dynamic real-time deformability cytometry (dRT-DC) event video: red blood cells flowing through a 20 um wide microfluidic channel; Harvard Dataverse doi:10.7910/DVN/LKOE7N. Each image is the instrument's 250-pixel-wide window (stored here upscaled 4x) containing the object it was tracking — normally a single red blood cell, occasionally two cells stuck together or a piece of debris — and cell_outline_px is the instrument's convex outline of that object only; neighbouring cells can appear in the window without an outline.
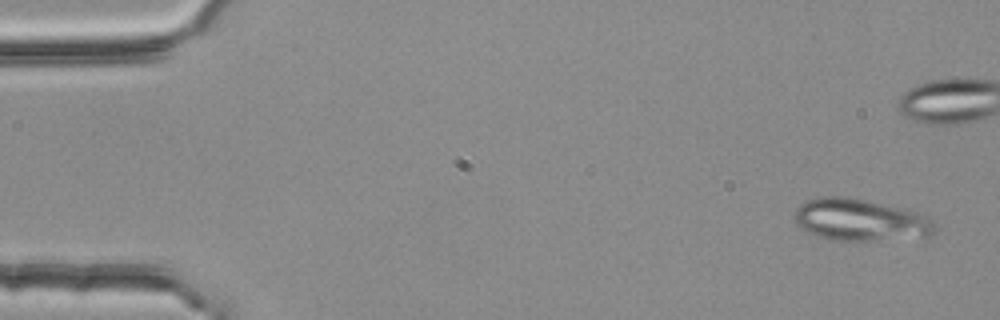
{"species": "common noctule bat (a hibernating species)", "species_latin": "Nyctalus noctula", "temperature_condition": "room temperature", "stored_images_in_passage": 6, "camera_frame_rate_fps": 3000, "um_per_image_px": 0.085, "animal": {"sex": "female", "body_mass_g": 25.1}, "frame": {"image": 1, "passage_image": 1, "time_ms": 0.0, "image_size_px": [1000, 320], "cell_outline_px": [[936, 232], [932, 236], [872, 240], [832, 240], [816, 236], [800, 228], [796, 224], [792, 212], [800, 204], [808, 200], [824, 196], [848, 196], [904, 208], [920, 212], [928, 216], [932, 220]], "centroid_in_image_um": [73.11, 18.68], "position_along_channel_um": 11.9, "area_um2": 34.68}}